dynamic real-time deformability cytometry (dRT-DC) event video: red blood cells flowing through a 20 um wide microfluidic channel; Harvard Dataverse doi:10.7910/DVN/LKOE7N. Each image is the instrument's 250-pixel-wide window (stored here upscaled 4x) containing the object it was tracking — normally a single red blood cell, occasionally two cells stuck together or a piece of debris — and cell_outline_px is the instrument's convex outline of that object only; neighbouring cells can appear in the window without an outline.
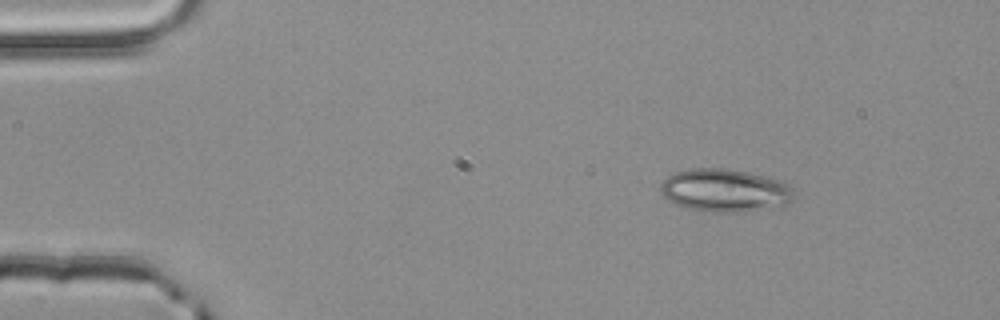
{"species": "common noctule bat (a hibernating species)", "species_latin": "Nyctalus noctula", "temperature_condition": "room temperature", "stored_images_in_passage": 45, "camera_frame_rate_fps": 3000, "um_per_image_px": 0.085, "animal": {"sex": "male", "body_mass_g": 20.4}, "frame": {"image": 1, "passage_image": 1, "time_ms": 0.0, "image_size_px": [1000, 320], "cell_outline_px": [[796, 196], [788, 204], [744, 212], [704, 212], [688, 208], [676, 204], [668, 200], [660, 192], [660, 184], [668, 176], [676, 172], [692, 168], [724, 168], [748, 172], [780, 180], [788, 184], [796, 192]], "centroid_in_image_um": [61.63, 16.19], "position_along_channel_um": 23.4, "area_um2": 33.58}}
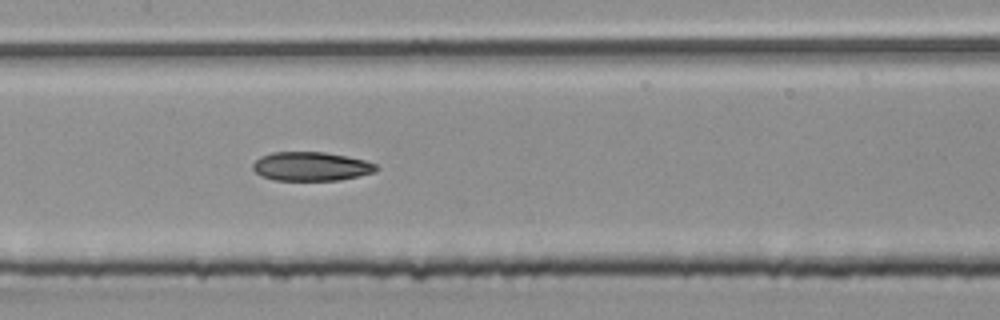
{"frame": {"image": 2, "passage_image": 19, "time_ms": 6.0, "image_size_px": [1000, 320], "cell_outline_px": [[380, 168], [376, 172], [340, 180], [276, 180], [260, 176], [252, 168], [252, 164], [260, 156], [272, 152], [324, 152], [348, 156], [364, 160], [376, 164]], "centroid_in_image_um": [26.45, 14.14], "position_along_channel_um": 180.9, "area_um2": 20.92}}
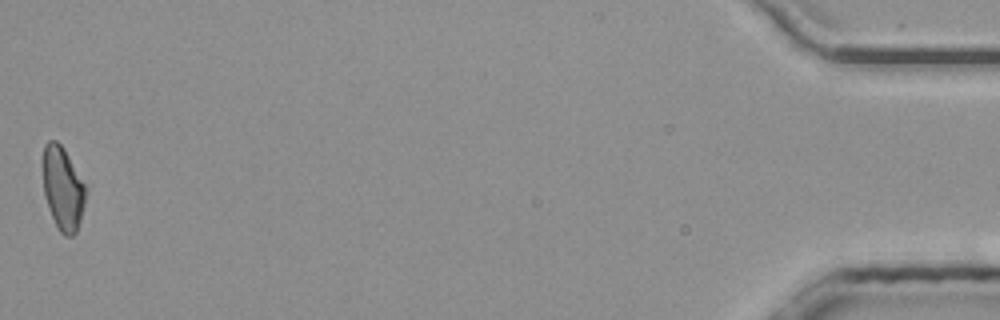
{"frame": {"image": 3, "passage_image": 45, "time_ms": 14.667, "image_size_px": [1000, 320], "cell_outline_px": [[88, 188], [80, 220], [76, 232], [72, 236], [64, 236], [60, 232], [52, 216], [44, 196], [40, 164], [40, 160], [44, 144], [48, 140], [56, 140], [64, 148]], "centroid_in_image_um": [5.3, 15.94], "position_along_channel_um": 429.9, "area_um2": 21.5}, "authors_computed_cell_mechanics": {"area_um2": 21.386, "velocity_mm_per_s": 4.057, "shape_relaxation_time_tau1_ms": 9.9301, "shape_relaxation_time_tau2_ms": 5.5516, "deformation_change_tau1": 0.1827, "deformation_change_tau2": 0.1283}}